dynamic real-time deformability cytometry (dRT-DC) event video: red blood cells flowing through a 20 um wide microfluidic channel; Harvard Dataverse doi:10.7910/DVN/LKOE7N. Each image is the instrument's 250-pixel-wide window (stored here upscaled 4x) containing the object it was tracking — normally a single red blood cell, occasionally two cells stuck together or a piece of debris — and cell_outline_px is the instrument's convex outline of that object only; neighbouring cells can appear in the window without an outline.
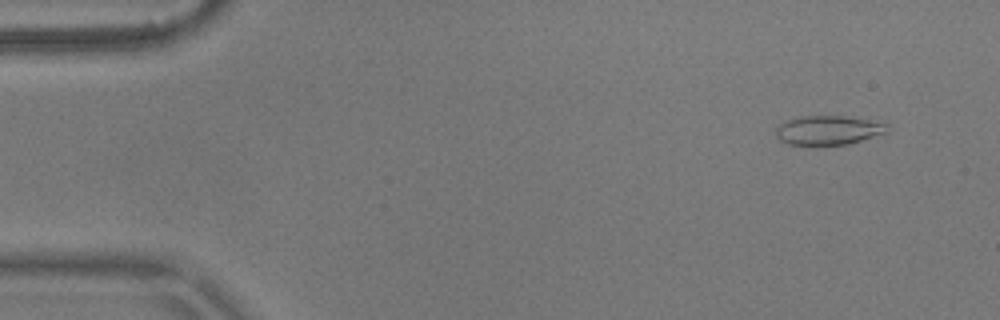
{"species": "common noctule bat (a hibernating species)", "species_latin": "Nyctalus noctula", "temperature_condition": "warm", "stored_images_in_passage": 5, "camera_frame_rate_fps": 3000, "um_per_image_px": 0.085, "animal": {"sex": "male", "body_mass_g": 17.9}, "frame": {"image": 1, "passage_image": 1, "time_ms": 0.0, "image_size_px": [1000, 320], "cell_outline_px": [[888, 124], [884, 132], [848, 144], [788, 144], [780, 140], [776, 136], [776, 128], [780, 124], [788, 120], [800, 116], [844, 116]], "centroid_in_image_um": [70.32, 11.06], "position_along_channel_um": 14.7, "area_um2": 18.26}}